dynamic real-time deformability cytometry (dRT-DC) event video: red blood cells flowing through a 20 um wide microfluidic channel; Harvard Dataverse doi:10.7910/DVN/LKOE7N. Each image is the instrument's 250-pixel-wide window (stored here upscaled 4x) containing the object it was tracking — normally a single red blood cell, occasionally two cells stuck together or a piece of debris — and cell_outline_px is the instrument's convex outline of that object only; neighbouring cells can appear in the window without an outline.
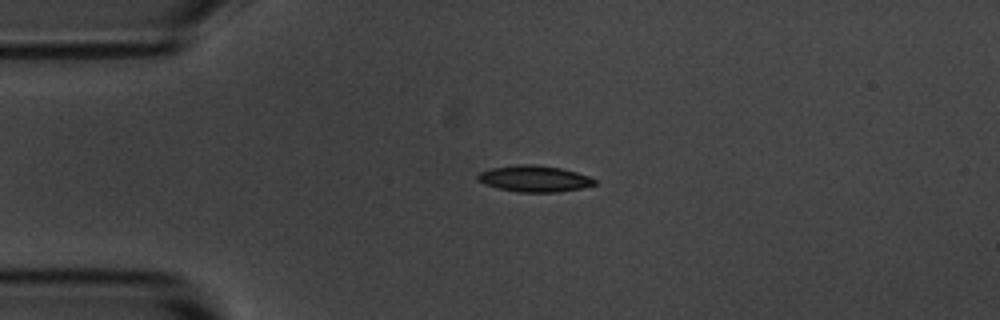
{"species": "common noctule bat (a hibernating species)", "species_latin": "Nyctalus noctula", "temperature_condition": "room temperature", "stored_images_in_passage": 2, "camera_frame_rate_fps": 3000, "um_per_image_px": 0.085, "animal": {"sex": "male", "body_mass_g": 20.1, "forearm_length_mm": 53.5}, "frame": {"image": 1, "passage_image": 1, "time_ms": 0.0, "image_size_px": [1000, 320], "cell_outline_px": [[596, 184], [580, 188], [556, 192], [516, 192], [484, 184], [476, 180], [476, 176], [480, 172], [492, 168], [516, 164], [532, 164], [560, 168], [576, 172], [588, 176], [596, 180]], "centroid_in_image_um": [45.38, 15.18], "position_along_channel_um": 39.6, "area_um2": 17.8}}